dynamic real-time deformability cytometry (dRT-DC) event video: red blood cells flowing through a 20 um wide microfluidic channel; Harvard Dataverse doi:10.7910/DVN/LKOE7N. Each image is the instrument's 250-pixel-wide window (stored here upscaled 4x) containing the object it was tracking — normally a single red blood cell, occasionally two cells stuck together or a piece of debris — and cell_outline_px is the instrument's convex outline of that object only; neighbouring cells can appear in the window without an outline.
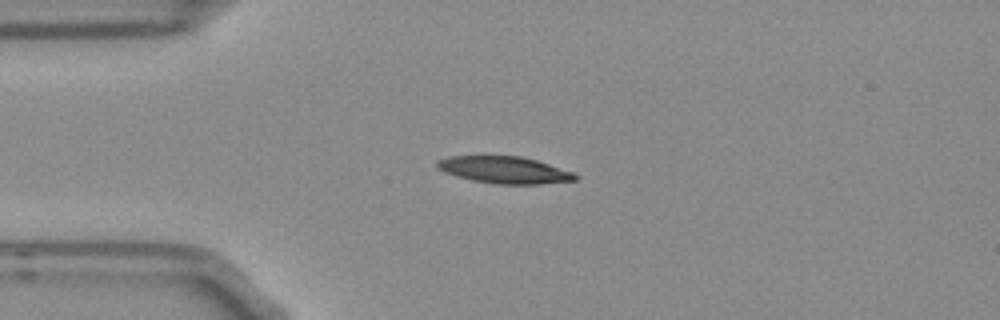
{"species": "Egyptian fruit bat (a non-hibernating species)", "species_latin": "Rousettus aegyptiacus", "temperature_condition": "room temperature", "stored_images_in_passage": 4, "camera_frame_rate_fps": 3000, "um_per_image_px": 0.085, "frame": {"image": 1, "passage_image": 2, "time_ms": 0.333, "image_size_px": [1000, 320], "cell_outline_px": [[580, 176], [576, 180], [540, 184], [496, 184], [472, 180], [456, 176], [444, 172], [436, 168], [436, 160], [448, 156], [520, 156], [536, 160], [572, 172]], "centroid_in_image_um": [42.83, 14.44], "position_along_channel_um": 42.2, "area_um2": 21.68}}
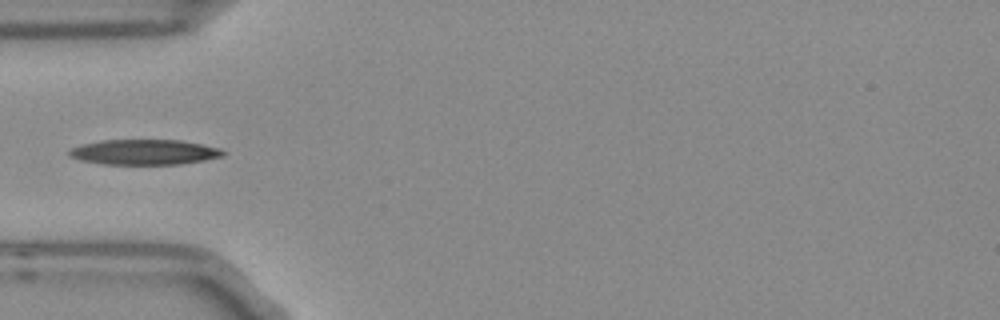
{"frame": {"image": 2, "passage_image": 3, "time_ms": 0.667, "image_size_px": [1000, 320], "cell_outline_px": [[228, 152], [224, 156], [204, 160], [180, 164], [104, 164], [80, 160], [68, 156], [68, 152], [72, 148], [84, 144], [100, 140], [180, 140], [220, 148]], "centroid_in_image_um": [12.29, 12.93], "position_along_channel_um": 72.7, "area_um2": 22.6}}
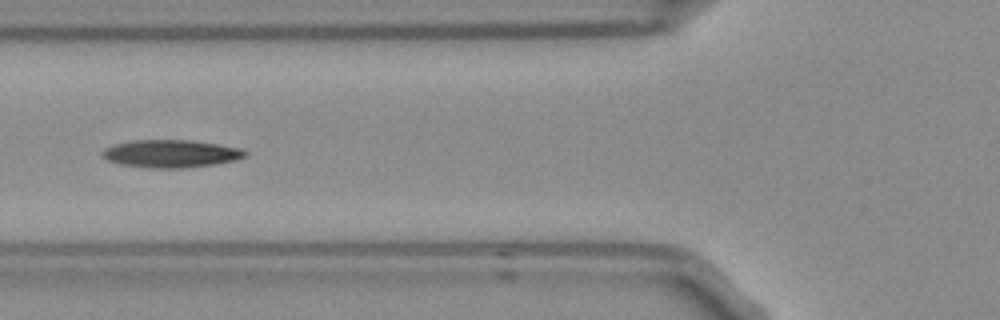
{"frame": {"image": 3, "passage_image": 4, "time_ms": 1.0, "image_size_px": [1000, 320], "cell_outline_px": [[248, 156], [236, 160], [216, 164], [184, 168], [148, 168], [120, 164], [108, 160], [104, 156], [104, 148], [116, 144], [136, 140], [192, 140], [240, 148], [248, 152]], "centroid_in_image_um": [14.59, 13.07], "position_along_channel_um": 111.2, "area_um2": 22.95}}